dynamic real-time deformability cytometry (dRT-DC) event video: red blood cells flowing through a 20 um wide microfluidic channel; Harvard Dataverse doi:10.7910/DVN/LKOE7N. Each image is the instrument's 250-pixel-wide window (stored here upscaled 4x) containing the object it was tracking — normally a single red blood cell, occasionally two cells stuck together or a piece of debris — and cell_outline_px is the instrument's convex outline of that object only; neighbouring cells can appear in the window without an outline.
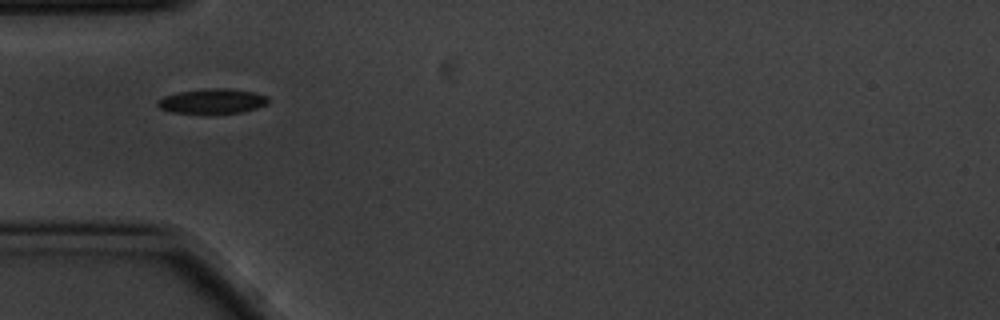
{"species": "common noctule bat (a hibernating species)", "species_latin": "Nyctalus noctula", "temperature_condition": "cold", "stored_images_in_passage": 5, "camera_frame_rate_fps": 3000, "um_per_image_px": 0.085, "animal": {"sex": "male", "body_mass_g": 20.1, "forearm_length_mm": 53.5}, "frame": {"image": 1, "passage_image": 5, "time_ms": 1.333, "image_size_px": [1000, 320], "cell_outline_px": [[272, 100], [268, 104], [256, 108], [240, 112], [168, 112], [160, 108], [156, 104], [156, 100], [164, 96], [180, 92], [204, 88], [228, 88], [256, 92], [268, 96]], "centroid_in_image_um": [18.09, 8.57], "position_along_channel_um": 66.9, "area_um2": 15.95}}